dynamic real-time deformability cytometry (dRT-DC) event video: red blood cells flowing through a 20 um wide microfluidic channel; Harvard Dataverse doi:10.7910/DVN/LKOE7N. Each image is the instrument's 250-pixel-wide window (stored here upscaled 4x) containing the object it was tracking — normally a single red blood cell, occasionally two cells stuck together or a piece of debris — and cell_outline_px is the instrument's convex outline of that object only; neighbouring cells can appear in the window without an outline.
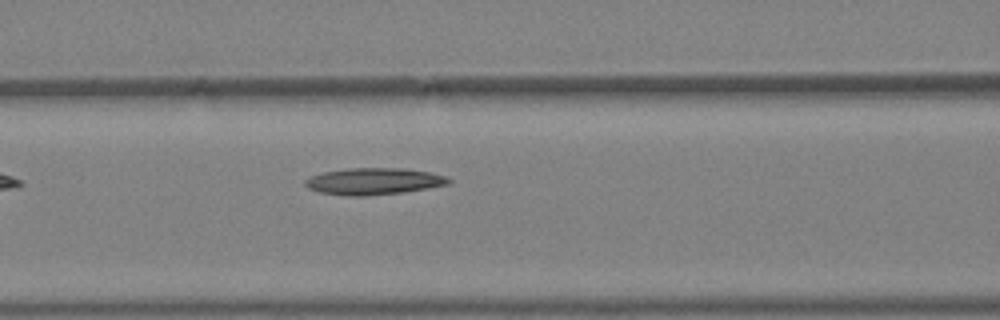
{"species": "Egyptian fruit bat (a non-hibernating species)", "species_latin": "Rousettus aegyptiacus", "temperature_condition": "warm", "stored_images_in_passage": 5, "camera_frame_rate_fps": 3000, "um_per_image_px": 0.085, "animal": {"sex": "female"}, "frame": {"image": 1, "passage_image": 5, "time_ms": 1.333, "image_size_px": [1000, 320], "cell_outline_px": [[452, 180], [448, 184], [428, 188], [404, 192], [364, 196], [348, 196], [320, 192], [308, 188], [304, 184], [304, 180], [312, 176], [324, 172], [348, 168], [404, 168], [428, 172], [448, 176]], "centroid_in_image_um": [31.78, 15.41], "position_along_channel_um": 134.8, "area_um2": 22.31}}